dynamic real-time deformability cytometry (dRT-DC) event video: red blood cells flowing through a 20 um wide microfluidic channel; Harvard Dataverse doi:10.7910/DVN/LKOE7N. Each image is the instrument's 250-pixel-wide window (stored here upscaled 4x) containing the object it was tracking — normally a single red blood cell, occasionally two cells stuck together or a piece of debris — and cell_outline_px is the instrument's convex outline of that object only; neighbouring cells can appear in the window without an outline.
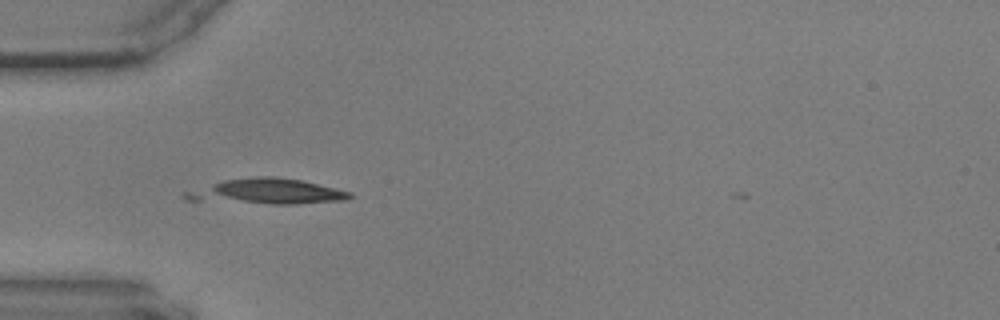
{"species": "common noctule bat (a hibernating species)", "species_latin": "Nyctalus noctula", "temperature_condition": "warm", "stored_images_in_passage": 41, "camera_frame_rate_fps": 3000, "um_per_image_px": 0.085, "animal": {"sex": "male", "body_mass_g": 17.9, "forearm_length_mm": 54.2}, "frame": {"image": 1, "passage_image": 1, "time_ms": 0.0, "image_size_px": [1000, 320], "cell_outline_px": [[352, 196], [348, 200], [296, 204], [272, 204], [184, 200], [180, 196], [184, 192], [224, 180], [252, 176], [276, 176], [300, 180], [352, 192]], "centroid_in_image_um": [22.65, 16.28], "position_along_channel_um": 62.3, "area_um2": 24.51}}
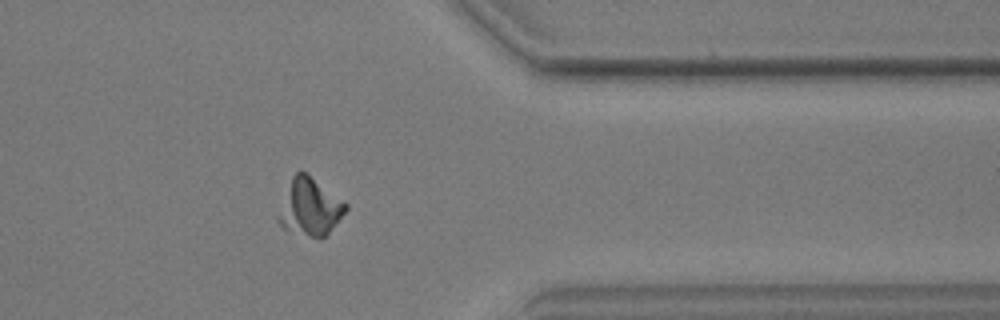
{"frame": {"image": 2, "passage_image": 30, "time_ms": 9.667, "image_size_px": [1000, 320], "cell_outline_px": [[348, 208], [328, 232], [324, 236], [308, 236], [284, 228], [276, 220], [276, 216], [292, 176], [296, 172], [304, 172], [348, 204]], "centroid_in_image_um": [26.31, 17.6], "position_along_channel_um": 385.1, "area_um2": 21.62}}
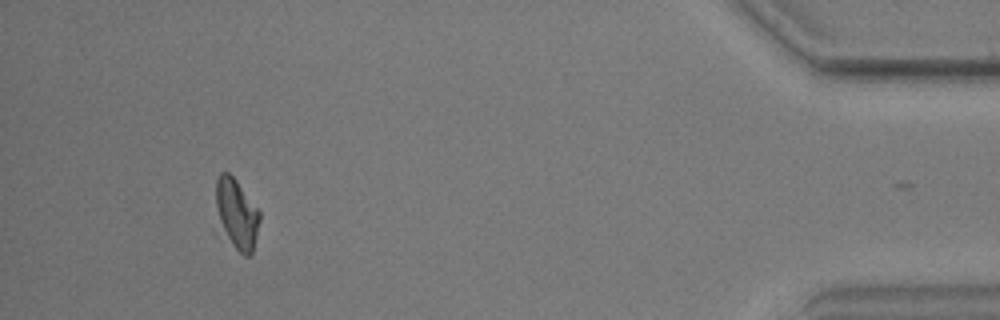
{"frame": {"image": 3, "passage_image": 37, "time_ms": 12.0, "image_size_px": [1000, 320], "cell_outline_px": [[260, 220], [252, 252], [248, 256], [244, 256], [232, 244], [220, 220], [216, 208], [216, 180], [220, 172], [228, 172], [236, 180], [260, 212]], "centroid_in_image_um": [20.13, 18.13], "position_along_channel_um": 415.1, "area_um2": 17.17}}